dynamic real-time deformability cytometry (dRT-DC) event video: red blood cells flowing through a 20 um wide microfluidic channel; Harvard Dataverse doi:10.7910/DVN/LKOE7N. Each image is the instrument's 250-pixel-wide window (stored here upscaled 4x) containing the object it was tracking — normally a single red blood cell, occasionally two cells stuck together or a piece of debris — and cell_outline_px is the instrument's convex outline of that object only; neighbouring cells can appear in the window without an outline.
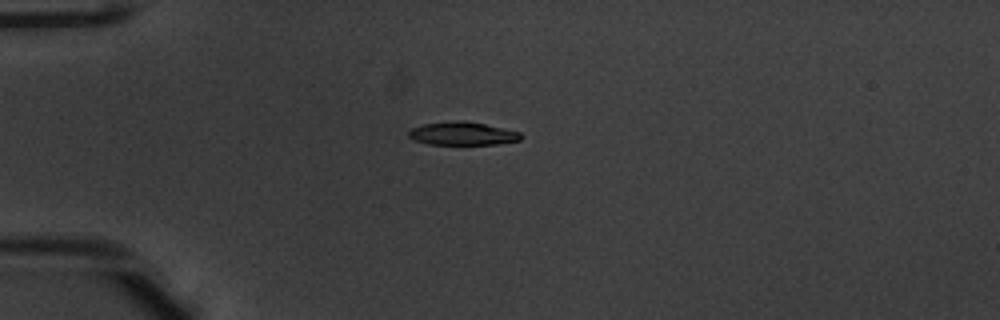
{"species": "common noctule bat (a hibernating species)", "species_latin": "Nyctalus noctula", "temperature_condition": "warm", "stored_images_in_passage": 39, "camera_frame_rate_fps": 3000, "um_per_image_px": 0.085, "animal": {"sex": "male", "body_mass_g": 20.1, "forearm_length_mm": 53.5}, "frame": {"image": 1, "passage_image": 1, "time_ms": 0.0, "image_size_px": [1000, 320], "cell_outline_px": [[524, 136], [520, 140], [496, 144], [428, 144], [412, 140], [408, 136], [408, 132], [412, 128], [424, 124], [456, 120], [464, 120], [484, 124], [520, 132]], "centroid_in_image_um": [39.3, 11.35], "position_along_channel_um": 45.7, "area_um2": 15.14}}
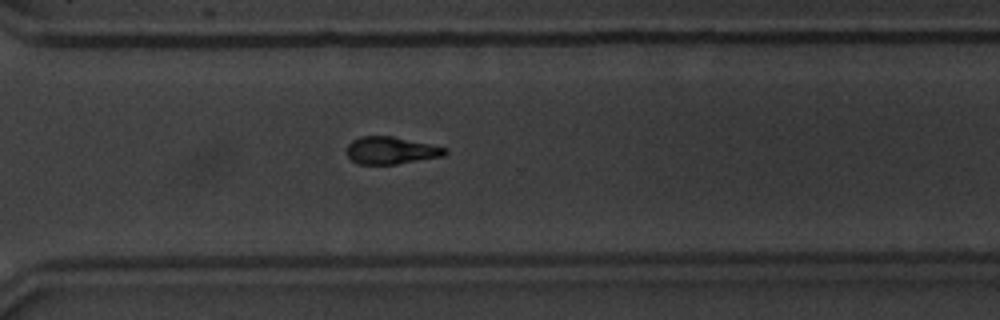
{"frame": {"image": 2, "passage_image": 25, "time_ms": 8.0, "image_size_px": [1000, 320], "cell_outline_px": [[448, 152], [444, 156], [396, 164], [356, 164], [348, 156], [348, 144], [352, 140], [360, 136], [392, 136], [448, 148]], "centroid_in_image_um": [33.25, 12.79], "position_along_channel_um": 337.4, "area_um2": 15.61}}
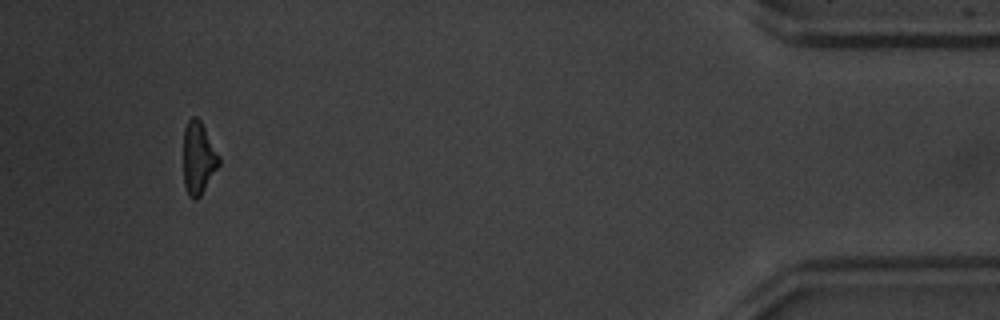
{"frame": {"image": 3, "passage_image": 36, "time_ms": 11.667, "image_size_px": [1000, 320], "cell_outline_px": [[220, 164], [200, 196], [196, 200], [192, 200], [188, 196], [184, 184], [184, 128], [188, 120], [192, 116], [196, 116], [200, 120], [220, 156]], "centroid_in_image_um": [16.86, 13.44], "position_along_channel_um": 418.3, "area_um2": 15.03}, "authors_computed_cell_mechanics": {"area_um2": 16.3574, "velocity_mm_per_s": 3.9483, "shape_relaxation_time_tau1_ms": 2.9196, "shape_relaxation_time_tau2_ms": 5.9058, "deformation_change_tau1": 0.1662, "deformation_change_tau2": 0.1674}}